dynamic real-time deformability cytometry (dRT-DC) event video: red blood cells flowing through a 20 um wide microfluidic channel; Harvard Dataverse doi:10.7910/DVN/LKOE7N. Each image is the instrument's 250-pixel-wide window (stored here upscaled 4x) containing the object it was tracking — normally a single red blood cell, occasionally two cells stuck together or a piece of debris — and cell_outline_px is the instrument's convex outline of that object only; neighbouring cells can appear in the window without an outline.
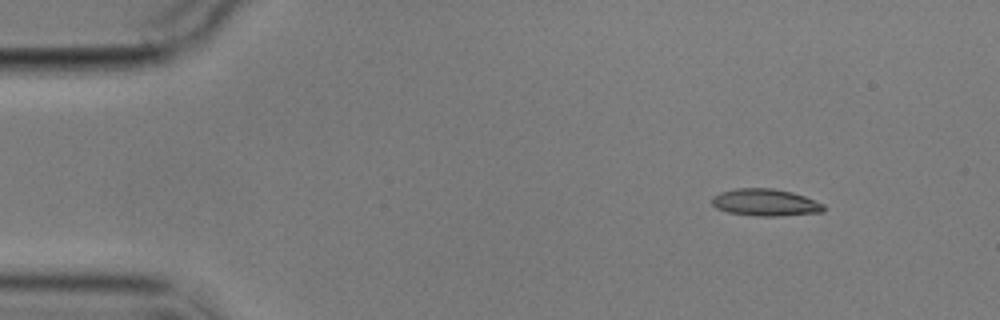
{"species": "common noctule bat (a hibernating species)", "species_latin": "Nyctalus noctula", "temperature_condition": "cold", "stored_images_in_passage": 5, "camera_frame_rate_fps": 3000, "um_per_image_px": 0.085, "animal": {"sex": "male", "body_mass_g": 17.9}, "frame": {"image": 1, "passage_image": 2, "time_ms": 1.333, "image_size_px": [1000, 320], "cell_outline_px": [[824, 212], [780, 216], [756, 216], [728, 212], [716, 208], [712, 204], [712, 196], [720, 192], [736, 188], [772, 188], [792, 192], [804, 196], [824, 204]], "centroid_in_image_um": [65.05, 17.21], "position_along_channel_um": 20.0, "area_um2": 17.69}}
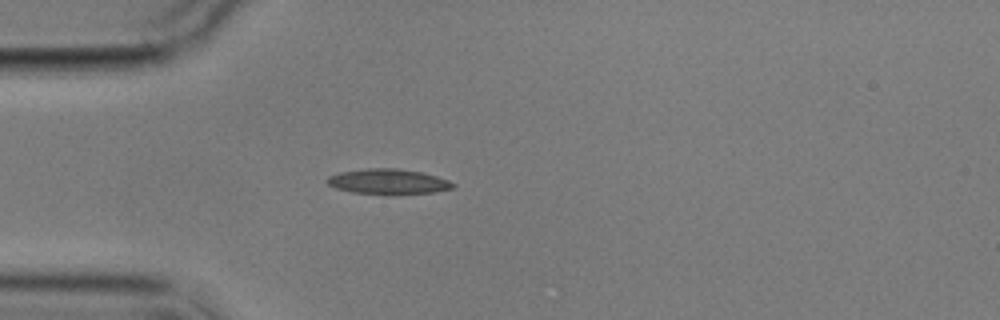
{"frame": {"image": 2, "passage_image": 4, "time_ms": 4.333, "image_size_px": [1000, 320], "cell_outline_px": [[456, 184], [452, 188], [432, 192], [352, 192], [336, 188], [328, 184], [324, 180], [328, 176], [340, 172], [368, 168], [396, 168], [420, 172], [436, 176], [448, 180]], "centroid_in_image_um": [32.94, 15.39], "position_along_channel_um": 52.1, "area_um2": 17.63}}